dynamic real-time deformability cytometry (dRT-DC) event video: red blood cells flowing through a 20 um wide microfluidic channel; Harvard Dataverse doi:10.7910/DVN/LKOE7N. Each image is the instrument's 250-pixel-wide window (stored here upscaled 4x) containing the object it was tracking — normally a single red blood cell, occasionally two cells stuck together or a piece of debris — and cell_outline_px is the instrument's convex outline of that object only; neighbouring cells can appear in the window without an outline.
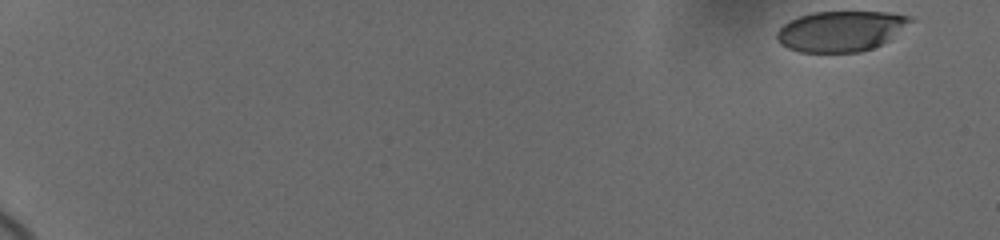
{"species": "human", "species_latin": "Homo sapiens", "temperature_condition": "cold", "stored_images_in_passage": 31, "camera_frame_rate_fps": 3000, "um_per_image_px": 0.085, "donor": {"sex": "female"}, "frame": {"image": 1, "passage_image": 1, "time_ms": 0.0, "image_size_px": [1000, 240], "cell_outline_px": [[916, 20], [888, 40], [872, 48], [860, 52], [800, 52], [788, 48], [780, 44], [776, 40], [776, 32], [788, 20], [812, 12], [888, 12], [912, 16]], "centroid_in_image_um": [71.47, 2.64], "position_along_channel_um": 13.5, "area_um2": 31.67}}
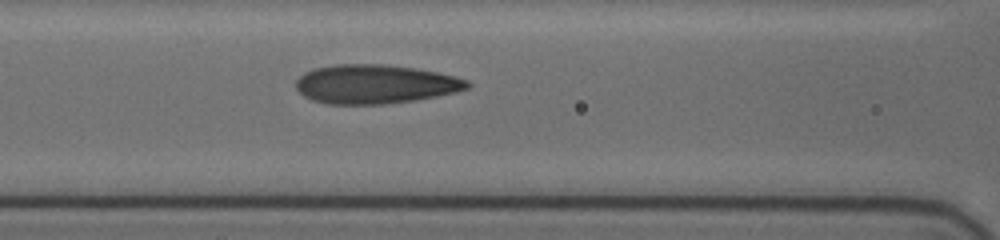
{"frame": {"image": 2, "passage_image": 18, "time_ms": 8.667, "image_size_px": [1000, 240], "cell_outline_px": [[472, 84], [468, 88], [456, 92], [412, 100], [384, 104], [328, 104], [312, 100], [304, 96], [296, 88], [296, 80], [304, 72], [316, 68], [336, 64], [384, 64], [416, 68], [440, 72], [456, 76], [468, 80]], "centroid_in_image_um": [31.9, 7.14], "position_along_channel_um": 134.7, "area_um2": 39.02}}
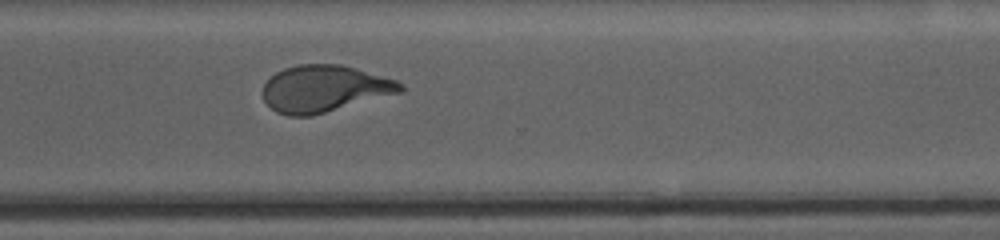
{"frame": {"image": 3, "passage_image": 31, "time_ms": 14.333, "image_size_px": [1000, 240], "cell_outline_px": [[404, 92], [308, 116], [288, 116], [276, 112], [264, 100], [264, 84], [276, 72], [284, 68], [300, 64], [340, 64], [356, 68], [396, 80], [404, 84]], "centroid_in_image_um": [27.6, 7.53], "position_along_channel_um": 343.0, "area_um2": 37.28}}